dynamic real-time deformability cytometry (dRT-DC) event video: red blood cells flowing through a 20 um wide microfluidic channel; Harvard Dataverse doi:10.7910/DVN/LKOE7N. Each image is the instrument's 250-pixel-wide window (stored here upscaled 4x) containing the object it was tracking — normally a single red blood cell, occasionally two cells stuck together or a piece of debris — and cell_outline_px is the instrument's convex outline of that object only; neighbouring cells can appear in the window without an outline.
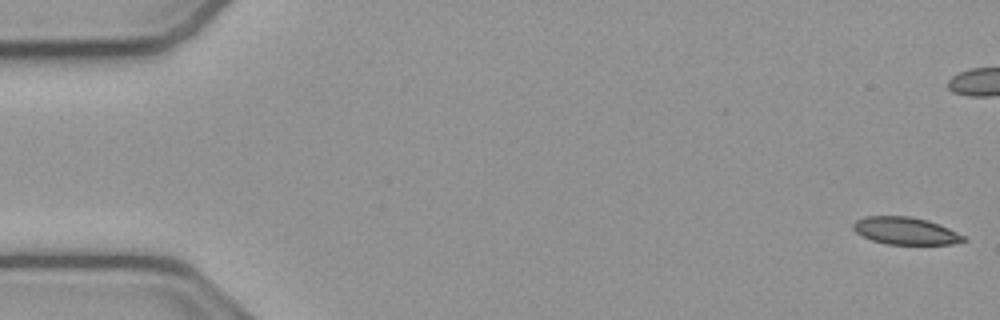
{"species": "common noctule bat (a hibernating species)", "species_latin": "Nyctalus noctula", "temperature_condition": "cold", "stored_images_in_passage": 11, "camera_frame_rate_fps": 3000, "um_per_image_px": 0.085, "animal": {"sex": "male", "body_mass_g": 23.1, "forearm_length_mm": 52.7}, "frame": {"image": 1, "passage_image": 1, "time_ms": 0.0, "image_size_px": [1000, 320], "cell_outline_px": [[968, 240], [952, 244], [888, 244], [872, 240], [856, 232], [852, 228], [852, 224], [856, 220], [864, 216], [912, 216], [928, 220], [940, 224], [964, 236]], "centroid_in_image_um": [76.96, 19.61], "position_along_channel_um": 8.0, "area_um2": 17.57}}